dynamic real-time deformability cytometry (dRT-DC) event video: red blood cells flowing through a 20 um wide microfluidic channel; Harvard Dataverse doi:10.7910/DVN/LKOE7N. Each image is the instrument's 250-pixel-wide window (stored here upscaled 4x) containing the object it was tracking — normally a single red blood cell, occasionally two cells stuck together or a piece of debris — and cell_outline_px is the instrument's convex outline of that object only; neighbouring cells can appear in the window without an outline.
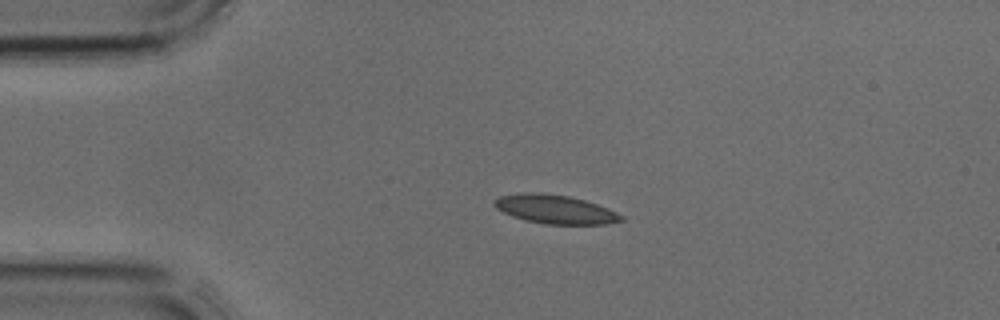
{"species": "common noctule bat (a hibernating species)", "species_latin": "Nyctalus noctula", "temperature_condition": "cold", "stored_images_in_passage": 4, "camera_frame_rate_fps": 3000, "um_per_image_px": 0.085, "animal": {"sex": "male", "body_mass_g": 17.9, "forearm_length_mm": 54.2}, "frame": {"image": 1, "passage_image": 3, "time_ms": 0.667, "image_size_px": [1000, 320], "cell_outline_px": [[624, 220], [608, 224], [544, 224], [524, 220], [512, 216], [496, 208], [492, 204], [492, 200], [500, 196], [520, 192], [540, 192], [568, 196], [584, 200], [608, 208], [624, 216]], "centroid_in_image_um": [47.15, 17.78], "position_along_channel_um": 37.8, "area_um2": 21.44}}